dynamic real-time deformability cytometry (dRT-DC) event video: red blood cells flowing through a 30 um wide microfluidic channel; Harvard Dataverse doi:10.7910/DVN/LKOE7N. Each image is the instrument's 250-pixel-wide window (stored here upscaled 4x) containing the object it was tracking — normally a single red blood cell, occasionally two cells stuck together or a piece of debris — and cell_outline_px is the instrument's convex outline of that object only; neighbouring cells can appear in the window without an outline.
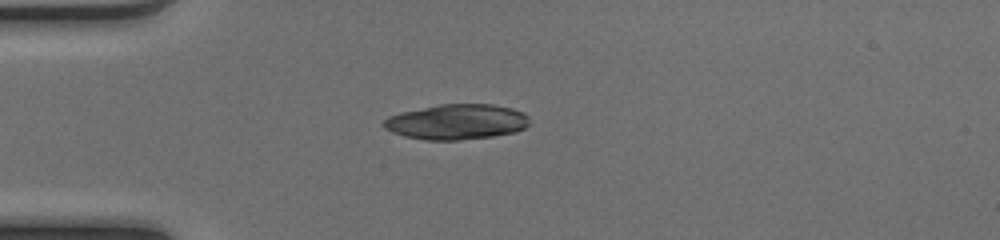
{"species": "common noctule bat (a hibernating species)", "species_latin": "Nyctalus noctula", "temperature_condition": "cold", "stored_images_in_passage": 37, "camera_frame_rate_fps": 3000, "um_per_image_px": 0.085, "animal": {"sex": "female", "body_mass_g": 17.0, "forearm_length_mm": 48.0}, "frame": {"image": 1, "passage_image": 1, "time_ms": 0.0, "image_size_px": [1000, 240], "cell_outline_px": [[528, 124], [524, 128], [512, 132], [492, 136], [460, 140], [428, 140], [404, 136], [392, 132], [384, 128], [380, 124], [388, 116], [400, 112], [440, 104], [492, 104], [512, 108], [528, 116]], "centroid_in_image_um": [38.76, 10.35], "position_along_channel_um": 46.2, "area_um2": 29.88}}